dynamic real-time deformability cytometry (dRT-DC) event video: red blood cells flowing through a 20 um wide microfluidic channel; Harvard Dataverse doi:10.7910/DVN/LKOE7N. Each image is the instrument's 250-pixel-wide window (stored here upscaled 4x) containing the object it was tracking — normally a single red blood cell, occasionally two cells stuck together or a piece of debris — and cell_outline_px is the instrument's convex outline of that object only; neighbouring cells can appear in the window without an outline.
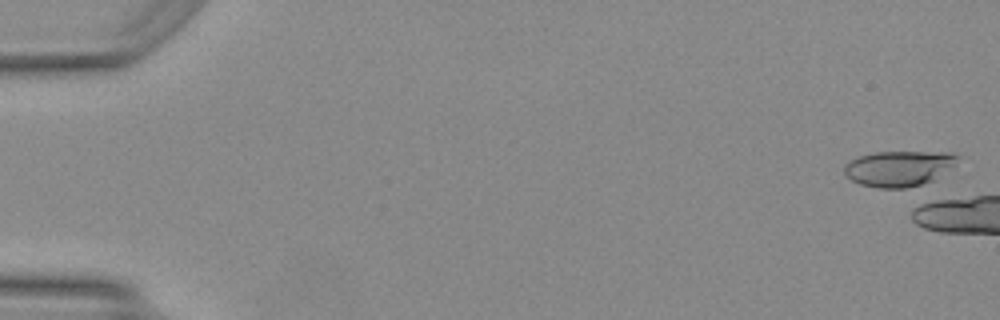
{"species": "Egyptian fruit bat (a non-hibernating species)", "species_latin": "Rousettus aegyptiacus", "temperature_condition": "warm", "stored_images_in_passage": 6, "camera_frame_rate_fps": 3000, "um_per_image_px": 0.085, "animal": {"sex": "female"}, "frame": {"image": 1, "passage_image": 2, "time_ms": 0.333, "image_size_px": [1000, 320], "cell_outline_px": [[960, 156], [956, 164], [936, 180], [908, 188], [876, 188], [860, 184], [852, 180], [844, 172], [844, 164], [860, 156], [876, 152], [948, 152]], "centroid_in_image_um": [76.45, 14.32], "position_along_channel_um": 8.6, "area_um2": 23.64}}